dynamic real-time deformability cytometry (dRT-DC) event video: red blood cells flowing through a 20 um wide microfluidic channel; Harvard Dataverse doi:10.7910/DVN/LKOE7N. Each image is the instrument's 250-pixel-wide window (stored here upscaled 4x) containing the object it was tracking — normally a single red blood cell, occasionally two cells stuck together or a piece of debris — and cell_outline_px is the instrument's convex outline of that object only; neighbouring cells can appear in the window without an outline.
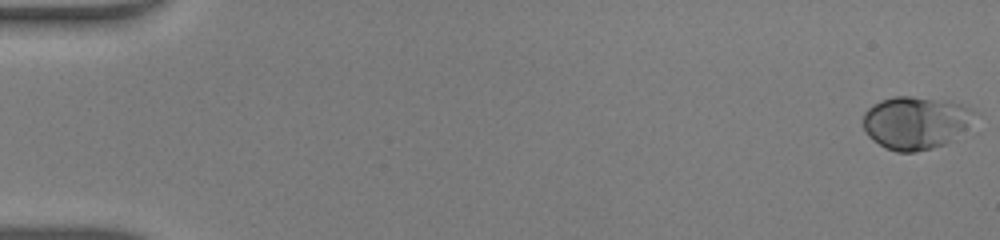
{"species": "human", "species_latin": "Homo sapiens", "temperature_condition": "warm", "stored_images_in_passage": 49, "camera_frame_rate_fps": 3000, "um_per_image_px": 0.085, "donor": {"sex": "male"}, "frame": {"image": 1, "passage_image": 1, "time_ms": 0.0, "image_size_px": [1000, 240], "cell_outline_px": [[980, 112], [964, 128], [944, 144], [932, 148], [916, 152], [896, 152], [884, 148], [872, 140], [868, 136], [864, 128], [864, 112], [872, 104], [880, 100], [892, 96], [912, 96], [944, 100], [960, 104], [972, 108]], "centroid_in_image_um": [77.79, 10.41], "position_along_channel_um": 7.2, "area_um2": 34.28}}
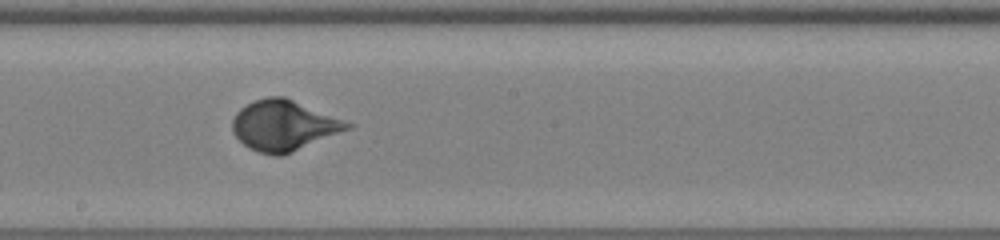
{"frame": {"image": 2, "passage_image": 28, "time_ms": 9.0, "image_size_px": [1000, 240], "cell_outline_px": [[356, 124], [352, 128], [292, 152], [280, 156], [272, 156], [248, 148], [232, 132], [232, 120], [236, 112], [240, 108], [256, 100], [268, 96], [284, 96]], "centroid_in_image_um": [24.14, 10.66], "position_along_channel_um": 224.1, "area_um2": 33.87}}
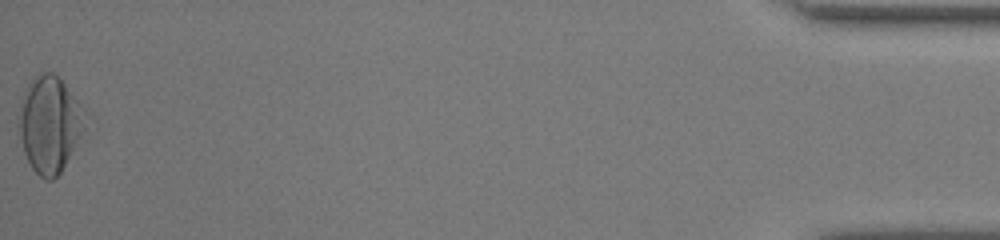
{"frame": {"image": 3, "passage_image": 49, "time_ms": 16.0, "image_size_px": [1000, 240], "cell_outline_px": [[92, 116], [60, 172], [52, 180], [44, 180], [32, 168], [24, 152], [16, 132], [16, 116], [20, 100], [24, 88], [40, 72], [52, 72], [64, 84]], "centroid_in_image_um": [4.2, 10.53], "position_along_channel_um": 431.0, "area_um2": 38.09}, "authors_computed_cell_mechanics": {"area_um2": 31.9056, "velocity_mm_per_s": 4.3196, "shape_relaxation_time_tau1_ms": 3.8445, "shape_relaxation_time_tau2_ms": null, "deformation_change_tau1": 0.2103, "deformation_change_tau2": null}}